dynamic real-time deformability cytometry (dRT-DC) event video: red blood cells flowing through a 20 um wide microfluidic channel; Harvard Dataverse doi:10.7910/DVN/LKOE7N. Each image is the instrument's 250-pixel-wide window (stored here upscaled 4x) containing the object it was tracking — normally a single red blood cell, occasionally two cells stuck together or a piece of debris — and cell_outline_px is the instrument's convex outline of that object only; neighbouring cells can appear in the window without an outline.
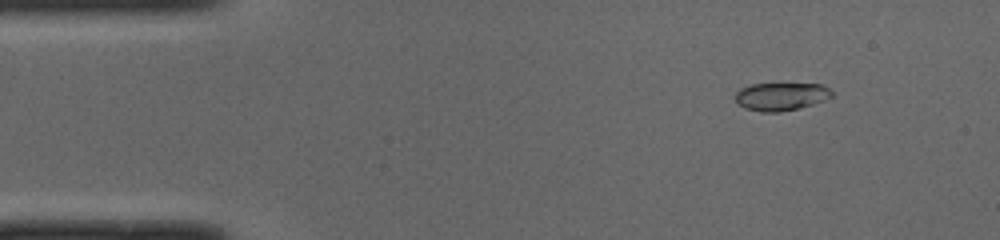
{"species": "common noctule bat (a hibernating species)", "species_latin": "Nyctalus noctula", "temperature_condition": "cold", "stored_images_in_passage": 46, "camera_frame_rate_fps": 3000, "um_per_image_px": 0.085, "animal": {"sex": "male", "body_mass_g": 19.0, "forearm_length_mm": 50.8}, "frame": {"image": 1, "passage_image": 2, "time_ms": 0.333, "image_size_px": [1000, 240], "cell_outline_px": [[832, 96], [824, 100], [812, 104], [780, 112], [764, 112], [744, 108], [736, 104], [736, 92], [740, 88], [752, 84], [820, 84], [828, 88], [832, 92]], "centroid_in_image_um": [66.34, 8.2], "position_along_channel_um": 18.7, "area_um2": 15.55}}
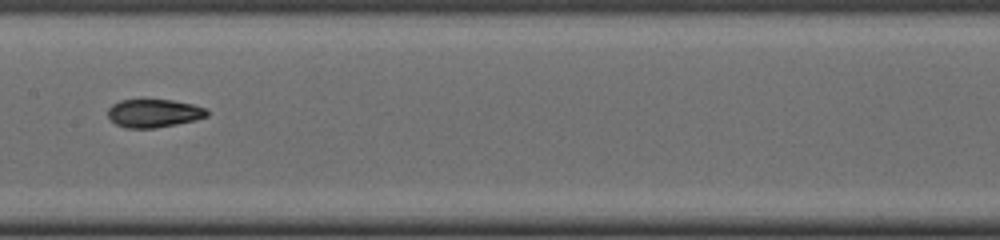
{"frame": {"image": 2, "passage_image": 21, "time_ms": 6.667, "image_size_px": [1000, 240], "cell_outline_px": [[208, 116], [196, 120], [156, 128], [128, 128], [116, 124], [108, 116], [108, 108], [112, 104], [120, 100], [144, 96], [172, 100], [192, 104], [208, 108]], "centroid_in_image_um": [13.07, 9.57], "position_along_channel_um": 194.3, "area_um2": 17.05}}
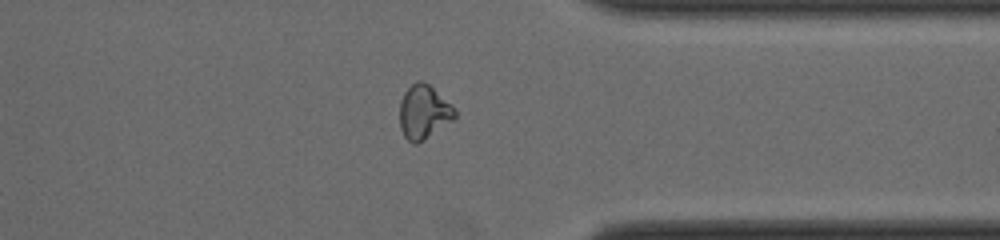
{"frame": {"image": 3, "passage_image": 35, "time_ms": 11.333, "image_size_px": [1000, 240], "cell_outline_px": [[456, 116], [452, 120], [416, 144], [412, 144], [404, 136], [400, 128], [400, 100], [404, 92], [416, 80], [424, 80], [452, 104], [456, 108]], "centroid_in_image_um": [36.01, 9.49], "position_along_channel_um": 375.4, "area_um2": 17.28}, "authors_computed_cell_mechanics": {"area_um2": 16.473, "velocity_mm_per_s": 4.0165, "shape_relaxation_time_tau1_ms": 5.2387, "shape_relaxation_time_tau2_ms": 2.3544, "deformation_change_tau1": 0.1757, "deformation_change_tau2": 0.0757}}